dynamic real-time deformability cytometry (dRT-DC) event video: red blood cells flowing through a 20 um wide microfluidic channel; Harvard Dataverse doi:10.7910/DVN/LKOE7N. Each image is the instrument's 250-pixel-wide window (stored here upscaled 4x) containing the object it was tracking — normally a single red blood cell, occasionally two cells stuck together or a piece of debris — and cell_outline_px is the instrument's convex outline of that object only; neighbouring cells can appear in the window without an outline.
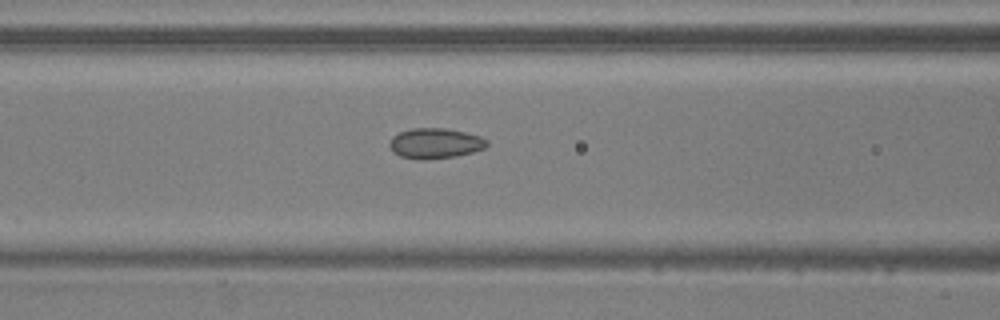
{"species": "common noctule bat (a hibernating species)", "species_latin": "Nyctalus noctula", "temperature_condition": "warm", "stored_images_in_passage": 19, "camera_frame_rate_fps": 3000, "um_per_image_px": 0.085, "animal": {"sex": "male", "body_mass_g": 20.5, "forearm_length_mm": 52.5}, "frame": {"image": 1, "passage_image": 14, "time_ms": 4.333, "image_size_px": [1000, 320], "cell_outline_px": [[488, 144], [484, 148], [472, 152], [456, 156], [424, 160], [400, 156], [392, 152], [388, 144], [392, 136], [400, 132], [412, 128], [448, 128], [480, 136], [488, 140]], "centroid_in_image_um": [36.97, 12.18], "position_along_channel_um": 129.6, "area_um2": 17.28}}